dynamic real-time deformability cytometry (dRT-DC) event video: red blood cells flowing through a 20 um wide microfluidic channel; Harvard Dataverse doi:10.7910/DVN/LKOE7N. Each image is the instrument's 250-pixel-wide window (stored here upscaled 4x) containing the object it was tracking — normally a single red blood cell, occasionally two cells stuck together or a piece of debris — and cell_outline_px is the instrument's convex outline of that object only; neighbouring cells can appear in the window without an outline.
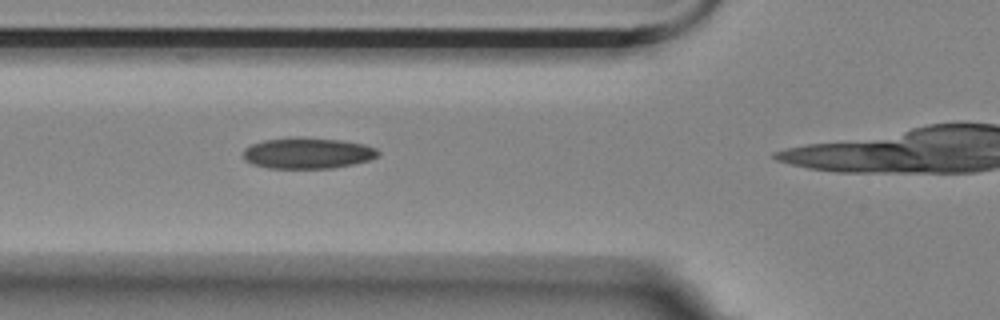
{"species": "Egyptian fruit bat (a non-hibernating species)", "species_latin": "Rousettus aegyptiacus", "temperature_condition": "room temperature", "stored_images_in_passage": 5, "camera_frame_rate_fps": 3000, "um_per_image_px": 0.085, "animal": {"sex": "female"}, "frame": {"image": 1, "passage_image": 4, "time_ms": 1.0, "image_size_px": [1000, 320], "cell_outline_px": [[380, 156], [368, 160], [352, 164], [332, 168], [268, 168], [252, 164], [244, 160], [244, 148], [252, 144], [264, 140], [288, 136], [300, 136], [340, 140], [364, 144], [376, 148], [380, 152]], "centroid_in_image_um": [26.13, 13.0], "position_along_channel_um": 99.7, "area_um2": 24.68}}